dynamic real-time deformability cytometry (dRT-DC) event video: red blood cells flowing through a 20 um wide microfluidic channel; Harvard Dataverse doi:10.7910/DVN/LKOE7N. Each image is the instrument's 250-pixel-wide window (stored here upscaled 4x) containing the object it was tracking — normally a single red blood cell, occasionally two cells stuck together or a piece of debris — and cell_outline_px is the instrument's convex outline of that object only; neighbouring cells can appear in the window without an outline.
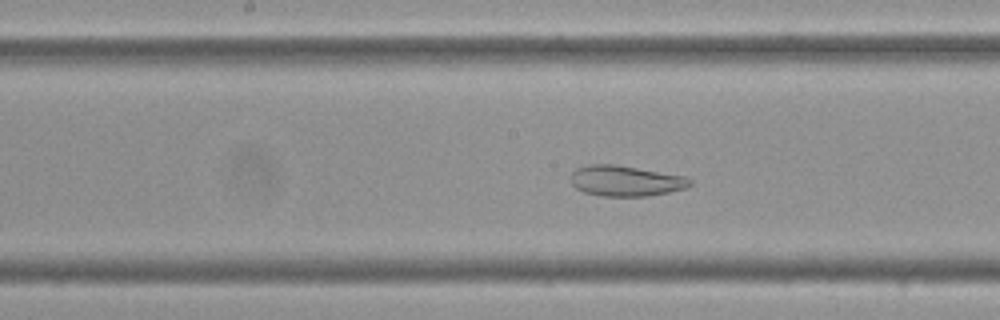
{"species": "Egyptian fruit bat (a non-hibernating species)", "species_latin": "Rousettus aegyptiacus", "temperature_condition": "cold", "stored_images_in_passage": 50, "camera_frame_rate_fps": 3000, "um_per_image_px": 0.085, "frame": {"image": 1, "passage_image": 21, "time_ms": 6.667, "image_size_px": [1000, 320], "cell_outline_px": [[692, 184], [684, 188], [668, 192], [648, 196], [600, 196], [584, 192], [576, 188], [572, 184], [572, 172], [576, 168], [592, 164], [612, 164], [684, 176], [692, 180]], "centroid_in_image_um": [53.16, 15.38], "position_along_channel_um": 195.0, "area_um2": 20.98}}
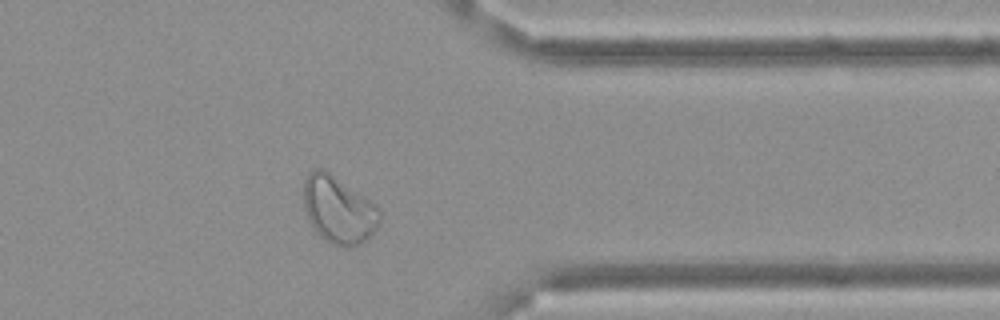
{"frame": {"image": 2, "passage_image": 38, "time_ms": 12.333, "image_size_px": [1000, 320], "cell_outline_px": [[380, 224], [360, 244], [348, 248], [344, 248], [332, 244], [324, 240], [312, 228], [308, 220], [304, 208], [304, 180], [312, 168], [324, 168], [376, 204], [380, 212]], "centroid_in_image_um": [28.75, 17.83], "position_along_channel_um": 382.6, "area_um2": 30.06}}
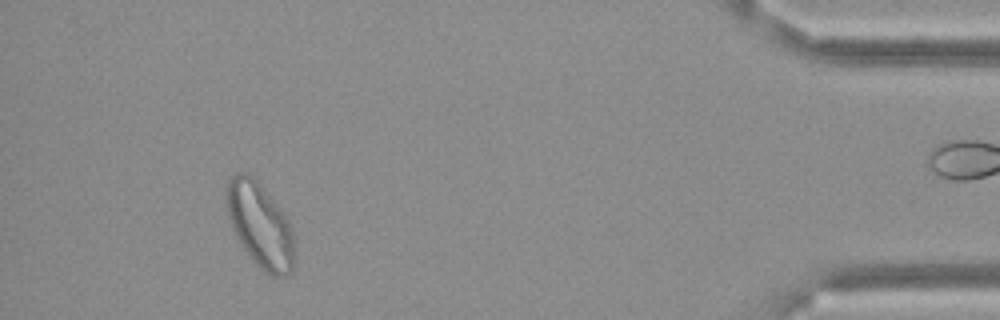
{"frame": {"image": 3, "passage_image": 45, "time_ms": 14.667, "image_size_px": [1000, 320], "cell_outline_px": [[296, 260], [292, 272], [288, 276], [272, 276], [260, 268], [256, 264], [244, 248], [236, 236], [232, 228], [228, 216], [224, 196], [224, 192], [228, 180], [236, 172], [248, 172], [260, 184], [276, 204], [288, 220], [292, 228], [296, 256]], "centroid_in_image_um": [22.11, 19.14], "position_along_channel_um": 413.1, "area_um2": 33.87}, "authors_computed_cell_mechanics": {"area_um2": 28.4376, "velocity_mm_per_s": 3.4634, "shape_relaxation_time_tau1_ms": null, "shape_relaxation_time_tau2_ms": 1.5628, "deformation_change_tau1": null, "deformation_change_tau2": 0.0754}}